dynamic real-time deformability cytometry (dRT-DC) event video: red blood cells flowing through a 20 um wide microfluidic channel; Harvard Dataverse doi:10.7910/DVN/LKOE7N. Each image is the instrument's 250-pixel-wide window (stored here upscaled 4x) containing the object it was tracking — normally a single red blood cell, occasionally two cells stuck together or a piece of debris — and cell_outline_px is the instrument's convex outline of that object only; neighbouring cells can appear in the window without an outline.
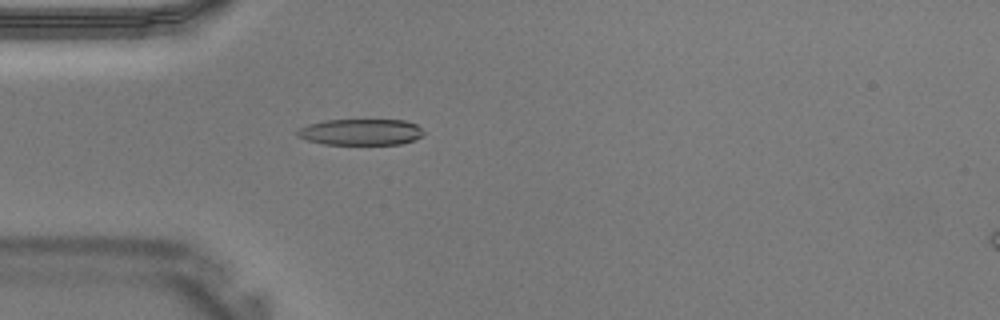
{"species": "Egyptian fruit bat (a non-hibernating species)", "species_latin": "Rousettus aegyptiacus", "temperature_condition": "warm", "stored_images_in_passage": 41, "camera_frame_rate_fps": 3000, "um_per_image_px": 0.085, "animal": {"sex": "male"}, "frame": {"image": 1, "passage_image": 12, "time_ms": 3.667, "image_size_px": [1000, 320], "cell_outline_px": [[424, 136], [416, 140], [400, 144], [324, 144], [308, 140], [296, 136], [296, 128], [308, 124], [324, 120], [404, 120], [416, 124], [424, 132]], "centroid_in_image_um": [30.66, 11.22], "position_along_channel_um": 54.3, "area_um2": 19.48}}